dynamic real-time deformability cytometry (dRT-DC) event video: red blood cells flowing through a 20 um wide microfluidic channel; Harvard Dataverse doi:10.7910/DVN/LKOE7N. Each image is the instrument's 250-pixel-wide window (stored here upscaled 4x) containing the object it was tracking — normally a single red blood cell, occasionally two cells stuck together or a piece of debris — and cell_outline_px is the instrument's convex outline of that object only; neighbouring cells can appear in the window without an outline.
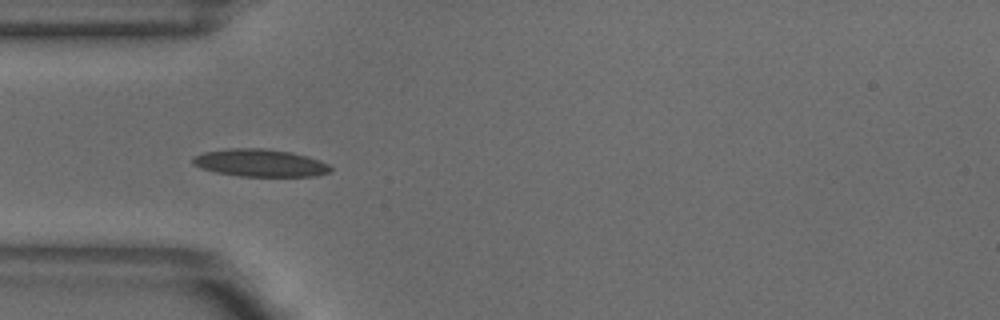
{"species": "common noctule bat (a hibernating species)", "species_latin": "Nyctalus noctula", "temperature_condition": "warm", "stored_images_in_passage": 37, "camera_frame_rate_fps": 3000, "um_per_image_px": 0.085, "animal": {"sex": "male", "body_mass_g": 18.8}, "frame": {"image": 1, "passage_image": 1, "time_ms": 0.0, "image_size_px": [1000, 320], "cell_outline_px": [[332, 168], [328, 172], [316, 176], [240, 176], [216, 172], [200, 168], [192, 164], [192, 156], [204, 152], [228, 148], [264, 148], [292, 152], [320, 160], [328, 164]], "centroid_in_image_um": [22.07, 13.84], "position_along_channel_um": 62.9, "area_um2": 22.14}}
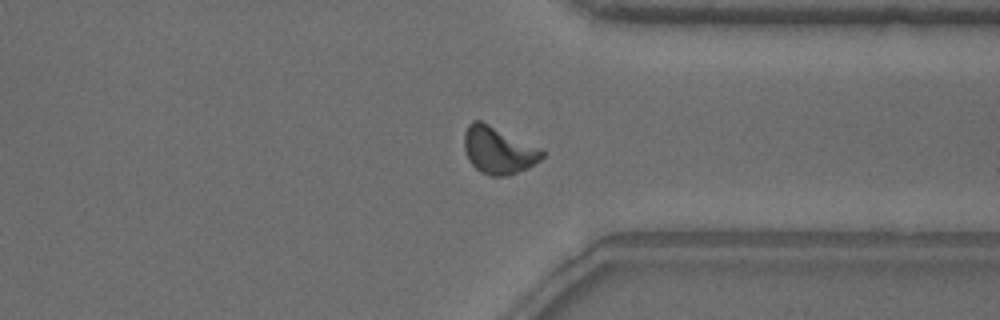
{"frame": {"image": 2, "passage_image": 25, "time_ms": 8.0, "image_size_px": [1000, 320], "cell_outline_px": [[544, 156], [540, 160], [528, 168], [508, 176], [492, 176], [480, 172], [468, 160], [464, 148], [464, 132], [468, 124], [472, 120], [480, 120], [540, 148], [544, 152]], "centroid_in_image_um": [42.34, 12.78], "position_along_channel_um": 369.1, "area_um2": 21.33}}
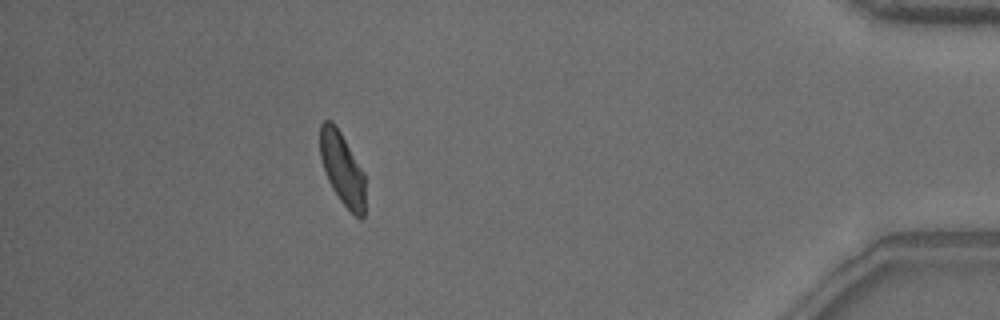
{"frame": {"image": 3, "passage_image": 32, "time_ms": 10.333, "image_size_px": [1000, 320], "cell_outline_px": [[364, 216], [360, 220], [340, 200], [332, 188], [324, 172], [320, 156], [320, 124], [324, 120], [332, 120], [340, 132], [364, 172]], "centroid_in_image_um": [29.07, 14.32], "position_along_channel_um": 406.1, "area_um2": 18.9}, "authors_computed_cell_mechanics": {"area_um2": 20.0566, "velocity_mm_per_s": 3.8556, "shape_relaxation_time_tau1_ms": 4.3858, "shape_relaxation_time_tau2_ms": 1.7303, "deformation_change_tau1": 0.1314, "deformation_change_tau2": 0.077}}